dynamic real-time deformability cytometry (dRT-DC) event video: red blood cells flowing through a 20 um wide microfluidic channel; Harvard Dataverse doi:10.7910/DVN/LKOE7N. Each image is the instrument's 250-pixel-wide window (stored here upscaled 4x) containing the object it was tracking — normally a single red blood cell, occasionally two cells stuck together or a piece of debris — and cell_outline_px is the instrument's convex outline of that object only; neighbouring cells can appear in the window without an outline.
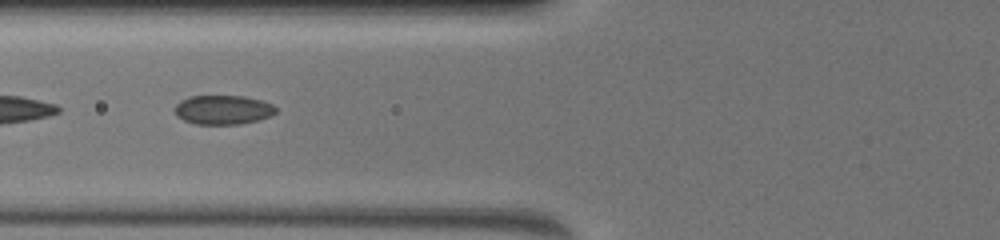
{"species": "common noctule bat (a hibernating species)", "species_latin": "Nyctalus noctula", "temperature_condition": "warm", "stored_images_in_passage": 14, "camera_frame_rate_fps": 3000, "um_per_image_px": 0.085, "animal": {"sex": "female", "body_mass_g": 19.5, "forearm_length_mm": 54.1}, "frame": {"image": 1, "passage_image": 13, "time_ms": 1.667, "image_size_px": [1000, 240], "cell_outline_px": [[276, 112], [260, 120], [240, 124], [196, 124], [184, 120], [176, 116], [176, 104], [188, 96], [244, 96], [260, 100], [272, 104], [276, 108]], "centroid_in_image_um": [18.96, 9.33], "position_along_channel_um": 106.8, "area_um2": 17.11}}